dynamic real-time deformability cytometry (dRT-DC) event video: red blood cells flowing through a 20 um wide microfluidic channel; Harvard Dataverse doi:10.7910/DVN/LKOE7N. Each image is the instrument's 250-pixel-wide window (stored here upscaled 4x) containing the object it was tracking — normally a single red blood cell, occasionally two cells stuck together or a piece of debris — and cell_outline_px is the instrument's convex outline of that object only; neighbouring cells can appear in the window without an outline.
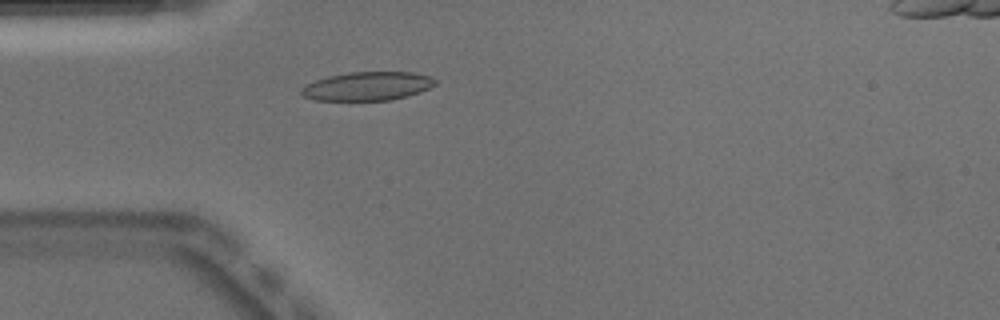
{"species": "Egyptian fruit bat (a non-hibernating species)", "species_latin": "Rousettus aegyptiacus", "temperature_condition": "warm", "stored_images_in_passage": 44, "camera_frame_rate_fps": 3000, "um_per_image_px": 0.085, "animal": {"sex": "male"}, "frame": {"image": 1, "passage_image": 7, "time_ms": 2.0, "image_size_px": [1000, 320], "cell_outline_px": [[436, 84], [420, 92], [408, 96], [392, 100], [316, 100], [304, 96], [300, 92], [300, 88], [316, 80], [328, 76], [348, 72], [412, 72], [432, 76], [436, 80]], "centroid_in_image_um": [31.26, 7.32], "position_along_channel_um": 53.7, "area_um2": 22.37}, "authors_computed_cell_mechanics": {"area_um2": 22.6865, "velocity_mm_per_s": 3.9305, "shape_relaxation_time_tau1_ms": null, "shape_relaxation_time_tau2_ms": 1.3628, "deformation_change_tau1": null, "deformation_change_tau2": 0.0749}}